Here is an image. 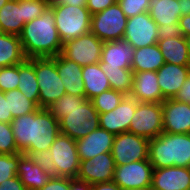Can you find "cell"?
I'll return each mask as SVG.
<instances>
[{"instance_id": "cell-1", "label": "cell", "mask_w": 190, "mask_h": 190, "mask_svg": "<svg viewBox=\"0 0 190 190\" xmlns=\"http://www.w3.org/2000/svg\"><path fill=\"white\" fill-rule=\"evenodd\" d=\"M59 122V131L74 140L100 127L99 113L85 96L64 94L46 108Z\"/></svg>"}, {"instance_id": "cell-2", "label": "cell", "mask_w": 190, "mask_h": 190, "mask_svg": "<svg viewBox=\"0 0 190 190\" xmlns=\"http://www.w3.org/2000/svg\"><path fill=\"white\" fill-rule=\"evenodd\" d=\"M11 129L19 152L48 150L59 135V122L46 109L14 118Z\"/></svg>"}, {"instance_id": "cell-3", "label": "cell", "mask_w": 190, "mask_h": 190, "mask_svg": "<svg viewBox=\"0 0 190 190\" xmlns=\"http://www.w3.org/2000/svg\"><path fill=\"white\" fill-rule=\"evenodd\" d=\"M20 41L26 59L56 57L62 52L63 43L55 26L54 10L50 6L41 16L25 23Z\"/></svg>"}, {"instance_id": "cell-4", "label": "cell", "mask_w": 190, "mask_h": 190, "mask_svg": "<svg viewBox=\"0 0 190 190\" xmlns=\"http://www.w3.org/2000/svg\"><path fill=\"white\" fill-rule=\"evenodd\" d=\"M148 159L153 169L190 167V133L162 132L158 137L150 139Z\"/></svg>"}, {"instance_id": "cell-5", "label": "cell", "mask_w": 190, "mask_h": 190, "mask_svg": "<svg viewBox=\"0 0 190 190\" xmlns=\"http://www.w3.org/2000/svg\"><path fill=\"white\" fill-rule=\"evenodd\" d=\"M62 43L90 32L92 14L86 6L50 4Z\"/></svg>"}, {"instance_id": "cell-6", "label": "cell", "mask_w": 190, "mask_h": 190, "mask_svg": "<svg viewBox=\"0 0 190 190\" xmlns=\"http://www.w3.org/2000/svg\"><path fill=\"white\" fill-rule=\"evenodd\" d=\"M34 69L39 86V108H47L66 94L56 68V57L34 58Z\"/></svg>"}, {"instance_id": "cell-7", "label": "cell", "mask_w": 190, "mask_h": 190, "mask_svg": "<svg viewBox=\"0 0 190 190\" xmlns=\"http://www.w3.org/2000/svg\"><path fill=\"white\" fill-rule=\"evenodd\" d=\"M128 18L118 2L92 15L90 32L102 42L123 39Z\"/></svg>"}, {"instance_id": "cell-8", "label": "cell", "mask_w": 190, "mask_h": 190, "mask_svg": "<svg viewBox=\"0 0 190 190\" xmlns=\"http://www.w3.org/2000/svg\"><path fill=\"white\" fill-rule=\"evenodd\" d=\"M129 132L154 139L163 132L162 103L138 102L131 119Z\"/></svg>"}, {"instance_id": "cell-9", "label": "cell", "mask_w": 190, "mask_h": 190, "mask_svg": "<svg viewBox=\"0 0 190 190\" xmlns=\"http://www.w3.org/2000/svg\"><path fill=\"white\" fill-rule=\"evenodd\" d=\"M103 43L92 32L63 43L61 54L81 67L101 61Z\"/></svg>"}, {"instance_id": "cell-10", "label": "cell", "mask_w": 190, "mask_h": 190, "mask_svg": "<svg viewBox=\"0 0 190 190\" xmlns=\"http://www.w3.org/2000/svg\"><path fill=\"white\" fill-rule=\"evenodd\" d=\"M149 139L133 134L132 132H123L115 135L111 154L115 166L127 164L148 159Z\"/></svg>"}, {"instance_id": "cell-11", "label": "cell", "mask_w": 190, "mask_h": 190, "mask_svg": "<svg viewBox=\"0 0 190 190\" xmlns=\"http://www.w3.org/2000/svg\"><path fill=\"white\" fill-rule=\"evenodd\" d=\"M56 167V176L77 178L80 159L78 157L76 140L59 133L49 148Z\"/></svg>"}, {"instance_id": "cell-12", "label": "cell", "mask_w": 190, "mask_h": 190, "mask_svg": "<svg viewBox=\"0 0 190 190\" xmlns=\"http://www.w3.org/2000/svg\"><path fill=\"white\" fill-rule=\"evenodd\" d=\"M153 166L149 159L115 166L113 181L122 190L151 188Z\"/></svg>"}, {"instance_id": "cell-13", "label": "cell", "mask_w": 190, "mask_h": 190, "mask_svg": "<svg viewBox=\"0 0 190 190\" xmlns=\"http://www.w3.org/2000/svg\"><path fill=\"white\" fill-rule=\"evenodd\" d=\"M123 39L134 49L158 42V25L148 12L128 18Z\"/></svg>"}, {"instance_id": "cell-14", "label": "cell", "mask_w": 190, "mask_h": 190, "mask_svg": "<svg viewBox=\"0 0 190 190\" xmlns=\"http://www.w3.org/2000/svg\"><path fill=\"white\" fill-rule=\"evenodd\" d=\"M115 162L111 152L98 154L95 157L80 161L77 178L91 185L113 181Z\"/></svg>"}, {"instance_id": "cell-15", "label": "cell", "mask_w": 190, "mask_h": 190, "mask_svg": "<svg viewBox=\"0 0 190 190\" xmlns=\"http://www.w3.org/2000/svg\"><path fill=\"white\" fill-rule=\"evenodd\" d=\"M137 103L138 101L135 98L126 95L114 110L99 114L100 128L114 135L129 131Z\"/></svg>"}, {"instance_id": "cell-16", "label": "cell", "mask_w": 190, "mask_h": 190, "mask_svg": "<svg viewBox=\"0 0 190 190\" xmlns=\"http://www.w3.org/2000/svg\"><path fill=\"white\" fill-rule=\"evenodd\" d=\"M163 132L173 134L190 133V104L174 98L162 102Z\"/></svg>"}, {"instance_id": "cell-17", "label": "cell", "mask_w": 190, "mask_h": 190, "mask_svg": "<svg viewBox=\"0 0 190 190\" xmlns=\"http://www.w3.org/2000/svg\"><path fill=\"white\" fill-rule=\"evenodd\" d=\"M151 190H190V167L153 169Z\"/></svg>"}, {"instance_id": "cell-18", "label": "cell", "mask_w": 190, "mask_h": 190, "mask_svg": "<svg viewBox=\"0 0 190 190\" xmlns=\"http://www.w3.org/2000/svg\"><path fill=\"white\" fill-rule=\"evenodd\" d=\"M114 137L113 133L99 127L87 136L76 140L80 161L89 160L98 154L111 152Z\"/></svg>"}, {"instance_id": "cell-19", "label": "cell", "mask_w": 190, "mask_h": 190, "mask_svg": "<svg viewBox=\"0 0 190 190\" xmlns=\"http://www.w3.org/2000/svg\"><path fill=\"white\" fill-rule=\"evenodd\" d=\"M130 96L138 102L162 103V96L155 71L134 72L133 85Z\"/></svg>"}, {"instance_id": "cell-20", "label": "cell", "mask_w": 190, "mask_h": 190, "mask_svg": "<svg viewBox=\"0 0 190 190\" xmlns=\"http://www.w3.org/2000/svg\"><path fill=\"white\" fill-rule=\"evenodd\" d=\"M134 48L124 39L104 42L101 53V68H131Z\"/></svg>"}, {"instance_id": "cell-21", "label": "cell", "mask_w": 190, "mask_h": 190, "mask_svg": "<svg viewBox=\"0 0 190 190\" xmlns=\"http://www.w3.org/2000/svg\"><path fill=\"white\" fill-rule=\"evenodd\" d=\"M158 83L165 99L174 98L190 73V66L165 62L157 71Z\"/></svg>"}, {"instance_id": "cell-22", "label": "cell", "mask_w": 190, "mask_h": 190, "mask_svg": "<svg viewBox=\"0 0 190 190\" xmlns=\"http://www.w3.org/2000/svg\"><path fill=\"white\" fill-rule=\"evenodd\" d=\"M56 68L65 86L66 94L85 96L82 67L65 58L61 53L56 56Z\"/></svg>"}, {"instance_id": "cell-23", "label": "cell", "mask_w": 190, "mask_h": 190, "mask_svg": "<svg viewBox=\"0 0 190 190\" xmlns=\"http://www.w3.org/2000/svg\"><path fill=\"white\" fill-rule=\"evenodd\" d=\"M17 176L26 190H38L52 177L21 152H19Z\"/></svg>"}, {"instance_id": "cell-24", "label": "cell", "mask_w": 190, "mask_h": 190, "mask_svg": "<svg viewBox=\"0 0 190 190\" xmlns=\"http://www.w3.org/2000/svg\"><path fill=\"white\" fill-rule=\"evenodd\" d=\"M157 44L165 62L180 66H190V54L184 36L158 39Z\"/></svg>"}, {"instance_id": "cell-25", "label": "cell", "mask_w": 190, "mask_h": 190, "mask_svg": "<svg viewBox=\"0 0 190 190\" xmlns=\"http://www.w3.org/2000/svg\"><path fill=\"white\" fill-rule=\"evenodd\" d=\"M23 0H9L0 9V32L20 36L23 21Z\"/></svg>"}, {"instance_id": "cell-26", "label": "cell", "mask_w": 190, "mask_h": 190, "mask_svg": "<svg viewBox=\"0 0 190 190\" xmlns=\"http://www.w3.org/2000/svg\"><path fill=\"white\" fill-rule=\"evenodd\" d=\"M82 78L85 97L88 100L98 96L103 91L111 89L109 80L102 71L100 63L82 67Z\"/></svg>"}, {"instance_id": "cell-27", "label": "cell", "mask_w": 190, "mask_h": 190, "mask_svg": "<svg viewBox=\"0 0 190 190\" xmlns=\"http://www.w3.org/2000/svg\"><path fill=\"white\" fill-rule=\"evenodd\" d=\"M165 64L158 44L134 49V57L131 69L134 72L157 71Z\"/></svg>"}, {"instance_id": "cell-28", "label": "cell", "mask_w": 190, "mask_h": 190, "mask_svg": "<svg viewBox=\"0 0 190 190\" xmlns=\"http://www.w3.org/2000/svg\"><path fill=\"white\" fill-rule=\"evenodd\" d=\"M25 59L20 36L0 32V68L20 64Z\"/></svg>"}, {"instance_id": "cell-29", "label": "cell", "mask_w": 190, "mask_h": 190, "mask_svg": "<svg viewBox=\"0 0 190 190\" xmlns=\"http://www.w3.org/2000/svg\"><path fill=\"white\" fill-rule=\"evenodd\" d=\"M148 13L158 26L179 23L180 3L178 0H151Z\"/></svg>"}, {"instance_id": "cell-30", "label": "cell", "mask_w": 190, "mask_h": 190, "mask_svg": "<svg viewBox=\"0 0 190 190\" xmlns=\"http://www.w3.org/2000/svg\"><path fill=\"white\" fill-rule=\"evenodd\" d=\"M18 81L17 89L39 107V86L35 75L34 58L25 59L19 64Z\"/></svg>"}, {"instance_id": "cell-31", "label": "cell", "mask_w": 190, "mask_h": 190, "mask_svg": "<svg viewBox=\"0 0 190 190\" xmlns=\"http://www.w3.org/2000/svg\"><path fill=\"white\" fill-rule=\"evenodd\" d=\"M107 76L111 89L130 95L134 71L131 68H102Z\"/></svg>"}, {"instance_id": "cell-32", "label": "cell", "mask_w": 190, "mask_h": 190, "mask_svg": "<svg viewBox=\"0 0 190 190\" xmlns=\"http://www.w3.org/2000/svg\"><path fill=\"white\" fill-rule=\"evenodd\" d=\"M4 94L6 100H8L9 111H11L13 119L30 114L39 108L18 89L6 91Z\"/></svg>"}, {"instance_id": "cell-33", "label": "cell", "mask_w": 190, "mask_h": 190, "mask_svg": "<svg viewBox=\"0 0 190 190\" xmlns=\"http://www.w3.org/2000/svg\"><path fill=\"white\" fill-rule=\"evenodd\" d=\"M126 95L122 92L108 89L91 99L93 107L99 114L108 113L114 110Z\"/></svg>"}, {"instance_id": "cell-34", "label": "cell", "mask_w": 190, "mask_h": 190, "mask_svg": "<svg viewBox=\"0 0 190 190\" xmlns=\"http://www.w3.org/2000/svg\"><path fill=\"white\" fill-rule=\"evenodd\" d=\"M19 153L0 154V184L17 176Z\"/></svg>"}, {"instance_id": "cell-35", "label": "cell", "mask_w": 190, "mask_h": 190, "mask_svg": "<svg viewBox=\"0 0 190 190\" xmlns=\"http://www.w3.org/2000/svg\"><path fill=\"white\" fill-rule=\"evenodd\" d=\"M27 155L36 165L40 166L46 173L51 176H56V167L53 162L51 152L48 150L43 151H25Z\"/></svg>"}, {"instance_id": "cell-36", "label": "cell", "mask_w": 190, "mask_h": 190, "mask_svg": "<svg viewBox=\"0 0 190 190\" xmlns=\"http://www.w3.org/2000/svg\"><path fill=\"white\" fill-rule=\"evenodd\" d=\"M19 64L0 68V91L17 89L19 84Z\"/></svg>"}, {"instance_id": "cell-37", "label": "cell", "mask_w": 190, "mask_h": 190, "mask_svg": "<svg viewBox=\"0 0 190 190\" xmlns=\"http://www.w3.org/2000/svg\"><path fill=\"white\" fill-rule=\"evenodd\" d=\"M16 153H19V151L11 129V123L0 122V154Z\"/></svg>"}, {"instance_id": "cell-38", "label": "cell", "mask_w": 190, "mask_h": 190, "mask_svg": "<svg viewBox=\"0 0 190 190\" xmlns=\"http://www.w3.org/2000/svg\"><path fill=\"white\" fill-rule=\"evenodd\" d=\"M151 0H117L127 18L149 11Z\"/></svg>"}, {"instance_id": "cell-39", "label": "cell", "mask_w": 190, "mask_h": 190, "mask_svg": "<svg viewBox=\"0 0 190 190\" xmlns=\"http://www.w3.org/2000/svg\"><path fill=\"white\" fill-rule=\"evenodd\" d=\"M49 4L47 2H37L23 0V21L24 23L30 22L38 18L47 9Z\"/></svg>"}, {"instance_id": "cell-40", "label": "cell", "mask_w": 190, "mask_h": 190, "mask_svg": "<svg viewBox=\"0 0 190 190\" xmlns=\"http://www.w3.org/2000/svg\"><path fill=\"white\" fill-rule=\"evenodd\" d=\"M38 190H70V178L52 176L49 181Z\"/></svg>"}, {"instance_id": "cell-41", "label": "cell", "mask_w": 190, "mask_h": 190, "mask_svg": "<svg viewBox=\"0 0 190 190\" xmlns=\"http://www.w3.org/2000/svg\"><path fill=\"white\" fill-rule=\"evenodd\" d=\"M183 36L179 23H170L158 26V39L173 38Z\"/></svg>"}, {"instance_id": "cell-42", "label": "cell", "mask_w": 190, "mask_h": 190, "mask_svg": "<svg viewBox=\"0 0 190 190\" xmlns=\"http://www.w3.org/2000/svg\"><path fill=\"white\" fill-rule=\"evenodd\" d=\"M117 0H87L86 7L93 15L95 13L104 11L109 6L113 5Z\"/></svg>"}, {"instance_id": "cell-43", "label": "cell", "mask_w": 190, "mask_h": 190, "mask_svg": "<svg viewBox=\"0 0 190 190\" xmlns=\"http://www.w3.org/2000/svg\"><path fill=\"white\" fill-rule=\"evenodd\" d=\"M13 120L12 113L9 111L8 100L4 92L0 91V122L11 123Z\"/></svg>"}, {"instance_id": "cell-44", "label": "cell", "mask_w": 190, "mask_h": 190, "mask_svg": "<svg viewBox=\"0 0 190 190\" xmlns=\"http://www.w3.org/2000/svg\"><path fill=\"white\" fill-rule=\"evenodd\" d=\"M175 100L179 102H186L190 104V73L187 76V79L181 89L178 91L176 96L174 97Z\"/></svg>"}, {"instance_id": "cell-45", "label": "cell", "mask_w": 190, "mask_h": 190, "mask_svg": "<svg viewBox=\"0 0 190 190\" xmlns=\"http://www.w3.org/2000/svg\"><path fill=\"white\" fill-rule=\"evenodd\" d=\"M0 190H26L18 176L7 179L0 184Z\"/></svg>"}, {"instance_id": "cell-46", "label": "cell", "mask_w": 190, "mask_h": 190, "mask_svg": "<svg viewBox=\"0 0 190 190\" xmlns=\"http://www.w3.org/2000/svg\"><path fill=\"white\" fill-rule=\"evenodd\" d=\"M70 190H92V185L78 178H70Z\"/></svg>"}, {"instance_id": "cell-47", "label": "cell", "mask_w": 190, "mask_h": 190, "mask_svg": "<svg viewBox=\"0 0 190 190\" xmlns=\"http://www.w3.org/2000/svg\"><path fill=\"white\" fill-rule=\"evenodd\" d=\"M179 26L184 37L190 35V14L180 17Z\"/></svg>"}, {"instance_id": "cell-48", "label": "cell", "mask_w": 190, "mask_h": 190, "mask_svg": "<svg viewBox=\"0 0 190 190\" xmlns=\"http://www.w3.org/2000/svg\"><path fill=\"white\" fill-rule=\"evenodd\" d=\"M92 190H122L114 181L96 183L92 185Z\"/></svg>"}, {"instance_id": "cell-49", "label": "cell", "mask_w": 190, "mask_h": 190, "mask_svg": "<svg viewBox=\"0 0 190 190\" xmlns=\"http://www.w3.org/2000/svg\"><path fill=\"white\" fill-rule=\"evenodd\" d=\"M51 4H67L74 6H86L87 0H52Z\"/></svg>"}, {"instance_id": "cell-50", "label": "cell", "mask_w": 190, "mask_h": 190, "mask_svg": "<svg viewBox=\"0 0 190 190\" xmlns=\"http://www.w3.org/2000/svg\"><path fill=\"white\" fill-rule=\"evenodd\" d=\"M180 3L181 16L190 14V0H178Z\"/></svg>"}, {"instance_id": "cell-51", "label": "cell", "mask_w": 190, "mask_h": 190, "mask_svg": "<svg viewBox=\"0 0 190 190\" xmlns=\"http://www.w3.org/2000/svg\"><path fill=\"white\" fill-rule=\"evenodd\" d=\"M186 42H187V47L189 50V54H190V35L189 36H185Z\"/></svg>"}, {"instance_id": "cell-52", "label": "cell", "mask_w": 190, "mask_h": 190, "mask_svg": "<svg viewBox=\"0 0 190 190\" xmlns=\"http://www.w3.org/2000/svg\"><path fill=\"white\" fill-rule=\"evenodd\" d=\"M28 1L47 2L49 5L52 3V0H28Z\"/></svg>"}, {"instance_id": "cell-53", "label": "cell", "mask_w": 190, "mask_h": 190, "mask_svg": "<svg viewBox=\"0 0 190 190\" xmlns=\"http://www.w3.org/2000/svg\"><path fill=\"white\" fill-rule=\"evenodd\" d=\"M9 0H0V9L8 2Z\"/></svg>"}, {"instance_id": "cell-54", "label": "cell", "mask_w": 190, "mask_h": 190, "mask_svg": "<svg viewBox=\"0 0 190 190\" xmlns=\"http://www.w3.org/2000/svg\"><path fill=\"white\" fill-rule=\"evenodd\" d=\"M133 190H149V188H146V189H133Z\"/></svg>"}]
</instances>
